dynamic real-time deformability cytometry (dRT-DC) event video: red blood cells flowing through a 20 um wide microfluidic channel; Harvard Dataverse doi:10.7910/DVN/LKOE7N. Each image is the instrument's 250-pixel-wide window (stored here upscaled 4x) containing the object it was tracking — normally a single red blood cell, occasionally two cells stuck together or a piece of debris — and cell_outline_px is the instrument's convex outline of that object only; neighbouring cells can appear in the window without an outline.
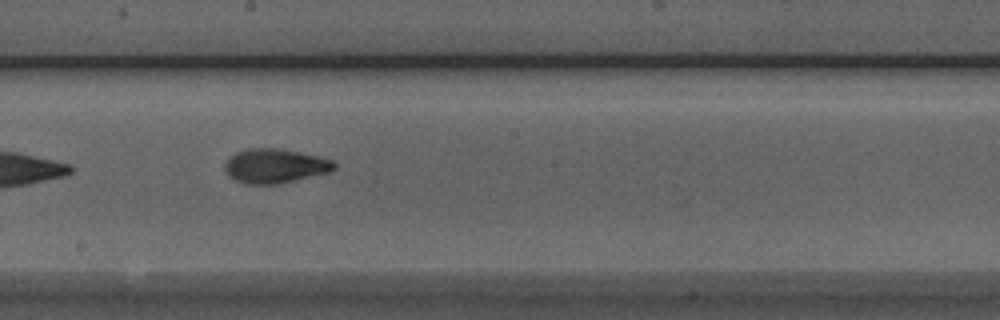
{"species": "Egyptian fruit bat (a non-hibernating species)", "species_latin": "Rousettus aegyptiacus", "temperature_condition": "room temperature", "stored_images_in_passage": 9, "camera_frame_rate_fps": 3000, "um_per_image_px": 0.085, "animal": {"sex": "male"}, "frame": {"image": 1, "passage_image": 7, "time_ms": 8.0, "image_size_px": [1000, 320], "cell_outline_px": [[336, 168], [332, 172], [276, 184], [248, 184], [236, 180], [228, 176], [224, 172], [224, 164], [236, 152], [248, 148], [280, 148], [320, 156], [332, 160], [336, 164]], "centroid_in_image_um": [23.39, 14.1], "position_along_channel_um": 224.8, "area_um2": 22.02}}
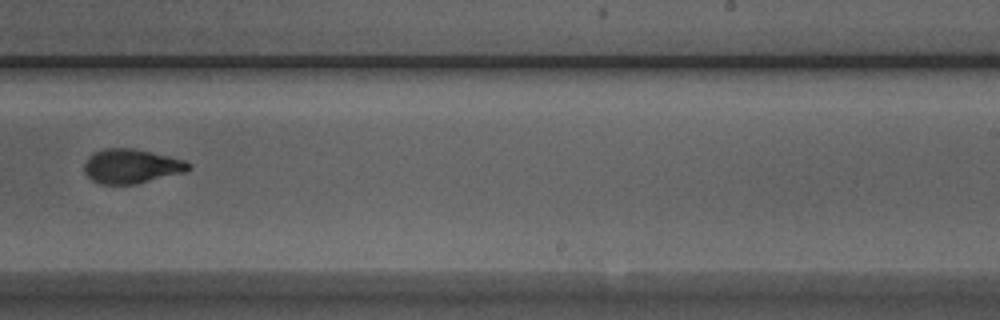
{"frame": {"image": 2, "passage_image": 8, "time_ms": 9.333, "image_size_px": [1000, 320], "cell_outline_px": [[192, 168], [188, 172], [136, 184], [100, 184], [92, 180], [84, 172], [84, 164], [88, 156], [104, 148], [132, 148], [152, 152], [184, 160], [192, 164]], "centroid_in_image_um": [11.2, 14.13], "position_along_channel_um": 277.8, "area_um2": 21.1}}
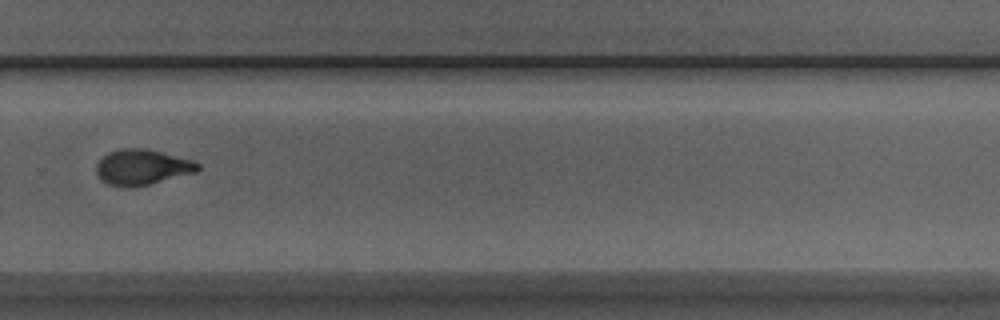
{"frame": {"image": 3, "passage_image": 9, "time_ms": 10.333, "image_size_px": [1000, 320], "cell_outline_px": [[200, 168], [196, 172], [148, 184], [108, 184], [100, 180], [96, 172], [96, 164], [108, 152], [120, 148], [144, 148], [192, 160], [200, 164]], "centroid_in_image_um": [12.08, 14.16], "position_along_channel_um": 317.7, "area_um2": 20.29}}